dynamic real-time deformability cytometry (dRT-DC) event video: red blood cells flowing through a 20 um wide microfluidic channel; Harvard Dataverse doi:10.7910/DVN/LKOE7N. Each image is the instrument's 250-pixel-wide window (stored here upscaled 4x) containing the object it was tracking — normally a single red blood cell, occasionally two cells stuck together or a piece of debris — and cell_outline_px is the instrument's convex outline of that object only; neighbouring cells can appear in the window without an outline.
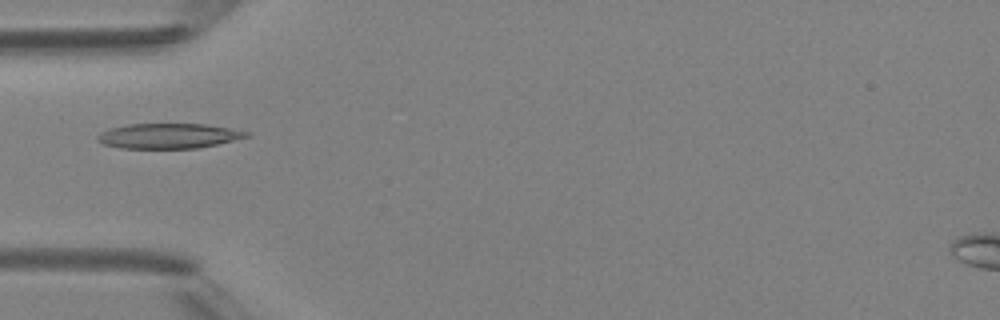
{"species": "Egyptian fruit bat (a non-hibernating species)", "species_latin": "Rousettus aegyptiacus", "temperature_condition": "room temperature", "stored_images_in_passage": 1, "camera_frame_rate_fps": 3000, "um_per_image_px": 0.085, "animal": {"sex": "female"}, "frame": {"image": 1, "passage_image": 1, "time_ms": 0.0, "image_size_px": [1000, 320], "cell_outline_px": [[252, 136], [216, 144], [196, 148], [120, 148], [100, 144], [96, 140], [96, 136], [100, 132], [108, 128], [128, 124], [204, 124], [252, 132]], "centroid_in_image_um": [14.28, 11.55], "position_along_channel_um": 70.7, "area_um2": 21.91}}